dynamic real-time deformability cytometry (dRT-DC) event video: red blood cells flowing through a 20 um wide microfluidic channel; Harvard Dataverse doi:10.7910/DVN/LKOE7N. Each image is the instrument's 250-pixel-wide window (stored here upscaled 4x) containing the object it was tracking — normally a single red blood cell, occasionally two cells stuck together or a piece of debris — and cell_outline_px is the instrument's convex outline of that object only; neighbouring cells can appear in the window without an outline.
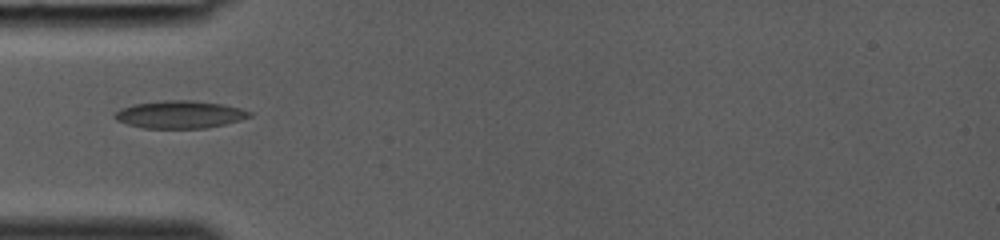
{"species": "common noctule bat (a hibernating species)", "species_latin": "Nyctalus noctula", "temperature_condition": "room temperature", "stored_images_in_passage": 36, "camera_frame_rate_fps": 3000, "um_per_image_px": 0.085, "animal": {"sex": "female", "body_mass_g": 19.0, "forearm_length_mm": 53.3}, "frame": {"image": 1, "passage_image": 12, "time_ms": 3.667, "image_size_px": [1000, 240], "cell_outline_px": [[252, 116], [240, 120], [208, 128], [144, 128], [128, 124], [116, 120], [112, 116], [120, 108], [132, 104], [164, 100], [188, 100], [224, 104], [240, 108], [252, 112]], "centroid_in_image_um": [15.27, 9.73], "position_along_channel_um": 69.7, "area_um2": 21.73}}
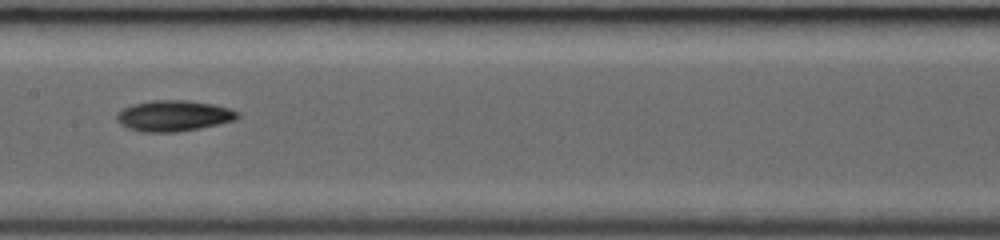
{"frame": {"image": 2, "passage_image": 19, "time_ms": 6.0, "image_size_px": [1000, 240], "cell_outline_px": [[240, 116], [236, 120], [220, 124], [200, 128], [176, 132], [144, 132], [128, 128], [120, 124], [116, 120], [116, 112], [132, 104], [152, 100], [188, 100], [212, 104], [228, 108], [240, 112]], "centroid_in_image_um": [14.76, 9.84], "position_along_channel_um": 192.6, "area_um2": 21.91}}
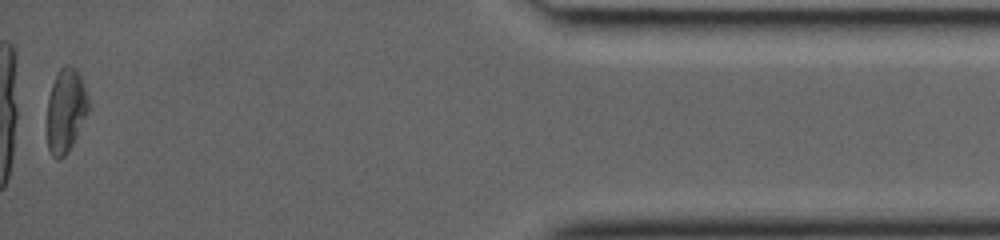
{"frame": {"image": 3, "passage_image": 36, "time_ms": 11.667, "image_size_px": [1000, 240], "cell_outline_px": [[92, 108], [72, 144], [64, 156], [60, 160], [56, 160], [52, 156], [48, 148], [48, 96], [52, 84], [60, 68], [64, 64], [68, 64], [76, 68], [80, 76]], "centroid_in_image_um": [5.62, 9.38], "position_along_channel_um": 429.6, "area_um2": 20.4}}